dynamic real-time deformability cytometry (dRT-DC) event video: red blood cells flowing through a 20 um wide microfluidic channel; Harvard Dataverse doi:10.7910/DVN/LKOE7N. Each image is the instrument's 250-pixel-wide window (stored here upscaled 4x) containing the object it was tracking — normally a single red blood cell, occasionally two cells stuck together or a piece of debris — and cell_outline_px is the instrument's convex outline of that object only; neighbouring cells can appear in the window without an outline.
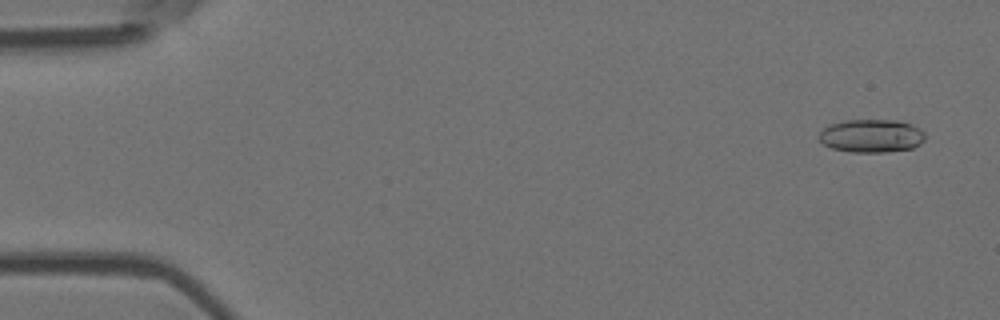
{"species": "Egyptian fruit bat (a non-hibernating species)", "species_latin": "Rousettus aegyptiacus", "temperature_condition": "room temperature", "stored_images_in_passage": 54, "camera_frame_rate_fps": 3000, "um_per_image_px": 0.085, "animal": {"sex": "female"}, "frame": {"image": 1, "passage_image": 3, "time_ms": 0.667, "image_size_px": [1000, 320], "cell_outline_px": [[924, 140], [920, 144], [912, 148], [884, 152], [852, 152], [832, 148], [824, 144], [820, 140], [820, 132], [824, 128], [832, 124], [848, 120], [896, 120], [920, 128], [924, 132]], "centroid_in_image_um": [74.09, 11.55], "position_along_channel_um": 10.9, "area_um2": 20.23}}
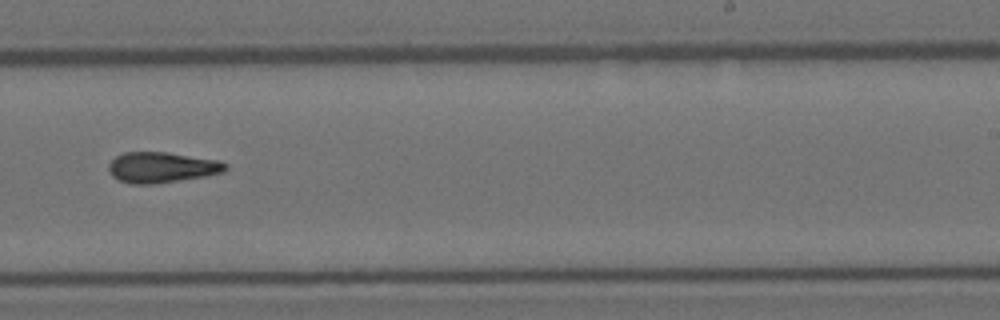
{"frame": {"image": 2, "passage_image": 34, "time_ms": 11.0, "image_size_px": [1000, 320], "cell_outline_px": [[228, 168], [224, 172], [204, 176], [180, 180], [152, 184], [132, 184], [116, 180], [112, 176], [108, 168], [108, 164], [116, 156], [124, 152], [168, 152], [220, 160], [228, 164]], "centroid_in_image_um": [13.75, 14.22], "position_along_channel_um": 275.2, "area_um2": 21.04}}
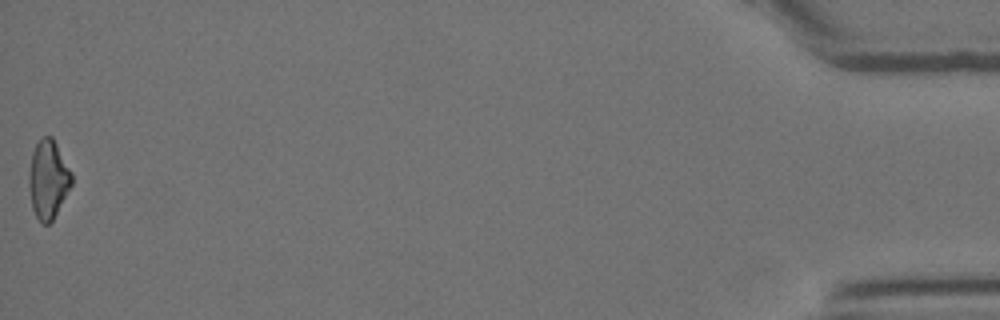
{"frame": {"image": 3, "passage_image": 54, "time_ms": 17.667, "image_size_px": [1000, 320], "cell_outline_px": [[72, 184], [52, 220], [48, 224], [40, 224], [32, 208], [28, 184], [28, 176], [32, 152], [36, 144], [44, 136], [52, 136], [72, 172]], "centroid_in_image_um": [4.08, 15.25], "position_along_channel_um": 431.1, "area_um2": 19.48}, "authors_computed_cell_mechanics": {"area_um2": 20.3456, "velocity_mm_per_s": 3.8019, "shape_relaxation_time_tau1_ms": null, "shape_relaxation_time_tau2_ms": 8.0231, "deformation_change_tau1": null, "deformation_change_tau2": 0.2119}}